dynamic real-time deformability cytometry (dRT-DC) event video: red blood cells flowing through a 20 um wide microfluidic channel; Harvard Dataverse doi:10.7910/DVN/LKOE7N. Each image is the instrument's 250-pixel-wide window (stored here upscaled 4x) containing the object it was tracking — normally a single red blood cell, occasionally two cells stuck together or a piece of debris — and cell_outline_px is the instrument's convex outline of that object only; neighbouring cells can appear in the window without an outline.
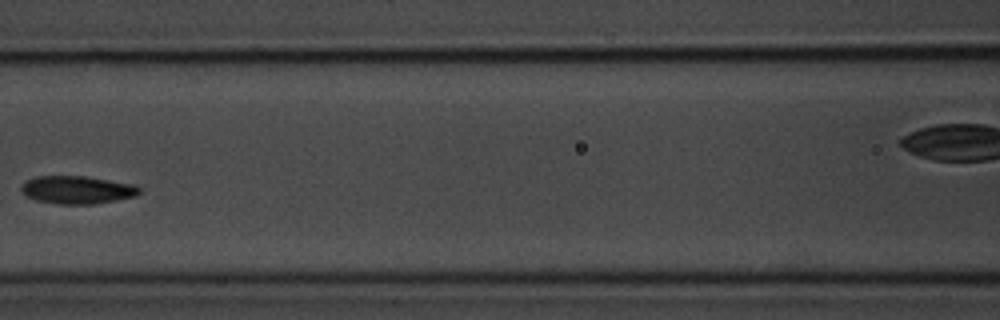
{"species": "common noctule bat (a hibernating species)", "species_latin": "Nyctalus noctula", "temperature_condition": "room temperature", "stored_images_in_passage": 7, "camera_frame_rate_fps": 3000, "um_per_image_px": 0.085, "animal": {"sex": "male", "body_mass_g": 20.1, "forearm_length_mm": 53.5}, "frame": {"image": 1, "passage_image": 6, "time_ms": 6.0, "image_size_px": [1000, 320], "cell_outline_px": [[140, 192], [136, 196], [96, 204], [56, 204], [36, 200], [24, 196], [20, 192], [20, 188], [24, 180], [36, 176], [84, 176], [136, 184], [140, 188]], "centroid_in_image_um": [6.52, 16.13], "position_along_channel_um": 160.1, "area_um2": 19.54}}